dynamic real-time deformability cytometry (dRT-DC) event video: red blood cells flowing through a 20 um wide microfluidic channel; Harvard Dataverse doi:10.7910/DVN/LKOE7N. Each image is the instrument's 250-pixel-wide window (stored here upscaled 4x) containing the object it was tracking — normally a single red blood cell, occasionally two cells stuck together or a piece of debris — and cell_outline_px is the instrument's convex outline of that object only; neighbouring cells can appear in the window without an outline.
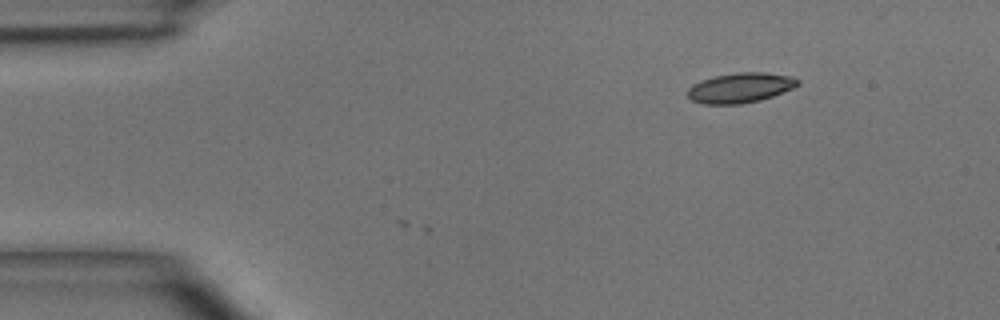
{"species": "common noctule bat (a hibernating species)", "species_latin": "Nyctalus noctula", "temperature_condition": "room temperature", "stored_images_in_passage": 2, "camera_frame_rate_fps": 3000, "um_per_image_px": 0.085, "animal": {"sex": "male", "body_mass_g": 15.6}, "frame": {"image": 1, "passage_image": 2, "time_ms": 1.0, "image_size_px": [1000, 320], "cell_outline_px": [[800, 84], [792, 88], [772, 96], [760, 100], [740, 104], [704, 104], [692, 100], [688, 96], [688, 88], [692, 84], [700, 80], [716, 76], [740, 72], [764, 72], [792, 76], [800, 80]], "centroid_in_image_um": [62.93, 7.46], "position_along_channel_um": 22.1, "area_um2": 19.19}}